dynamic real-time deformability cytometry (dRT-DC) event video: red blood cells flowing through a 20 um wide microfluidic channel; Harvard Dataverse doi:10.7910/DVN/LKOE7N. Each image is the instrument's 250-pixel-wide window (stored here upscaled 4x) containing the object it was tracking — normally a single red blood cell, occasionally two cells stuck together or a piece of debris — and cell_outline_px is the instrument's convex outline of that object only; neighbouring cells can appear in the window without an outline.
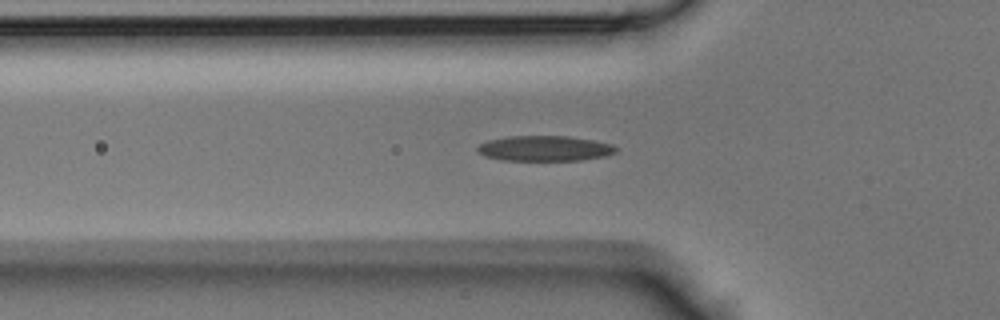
{"species": "Egyptian fruit bat (a non-hibernating species)", "species_latin": "Rousettus aegyptiacus", "temperature_condition": "room temperature", "stored_images_in_passage": 31, "camera_frame_rate_fps": 3000, "um_per_image_px": 0.085, "animal": {"sex": "male"}, "frame": {"image": 1, "passage_image": 7, "time_ms": 2.0, "image_size_px": [1000, 320], "cell_outline_px": [[616, 152], [604, 156], [580, 160], [504, 160], [484, 156], [476, 152], [476, 148], [480, 144], [488, 140], [508, 136], [568, 136], [592, 140], [612, 144], [616, 148]], "centroid_in_image_um": [46.25, 12.61], "position_along_channel_um": 79.5, "area_um2": 20.35}}
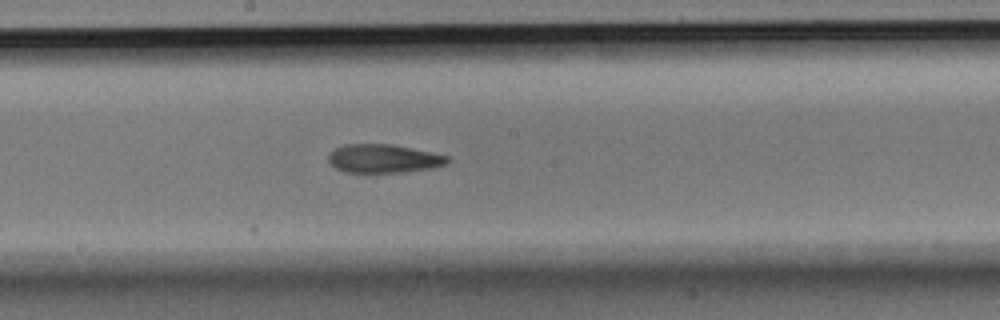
{"frame": {"image": 2, "passage_image": 16, "time_ms": 5.0, "image_size_px": [1000, 320], "cell_outline_px": [[448, 160], [444, 164], [432, 168], [400, 172], [344, 172], [336, 168], [328, 160], [328, 152], [344, 144], [392, 144], [448, 156]], "centroid_in_image_um": [32.54, 13.47], "position_along_channel_um": 215.7, "area_um2": 19.54}}
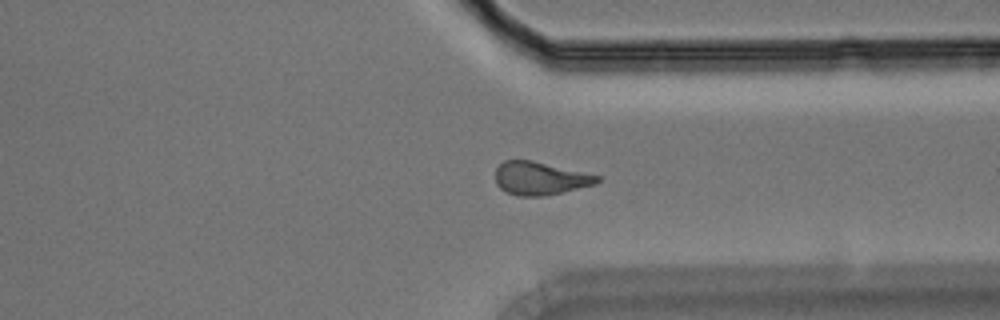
{"frame": {"image": 3, "passage_image": 26, "time_ms": 8.333, "image_size_px": [1000, 320], "cell_outline_px": [[600, 180], [596, 184], [544, 196], [516, 196], [500, 188], [496, 184], [496, 168], [504, 160], [532, 160], [600, 176]], "centroid_in_image_um": [45.89, 15.16], "position_along_channel_um": 365.5, "area_um2": 19.48}}